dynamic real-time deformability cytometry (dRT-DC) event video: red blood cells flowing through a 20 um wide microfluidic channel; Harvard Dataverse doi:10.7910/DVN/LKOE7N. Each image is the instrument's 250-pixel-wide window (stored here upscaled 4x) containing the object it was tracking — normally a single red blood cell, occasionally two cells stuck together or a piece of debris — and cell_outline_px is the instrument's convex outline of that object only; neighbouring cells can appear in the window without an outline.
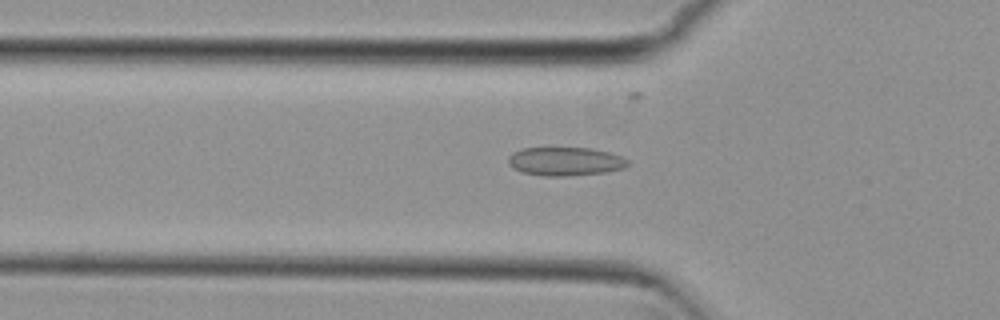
{"species": "common noctule bat (a hibernating species)", "species_latin": "Nyctalus noctula", "temperature_condition": "cold", "stored_images_in_passage": 40, "camera_frame_rate_fps": 3000, "um_per_image_px": 0.085, "animal": {"sex": "female", "body_mass_g": 29.2, "forearm_length_mm": 56.3}, "frame": {"image": 1, "passage_image": 8, "time_ms": 2.333, "image_size_px": [1000, 320], "cell_outline_px": [[628, 164], [624, 168], [608, 172], [568, 176], [544, 176], [524, 172], [512, 168], [508, 164], [508, 156], [512, 152], [520, 148], [592, 148], [608, 152], [620, 156], [628, 160]], "centroid_in_image_um": [48.02, 13.72], "position_along_channel_um": 77.8, "area_um2": 20.0}}
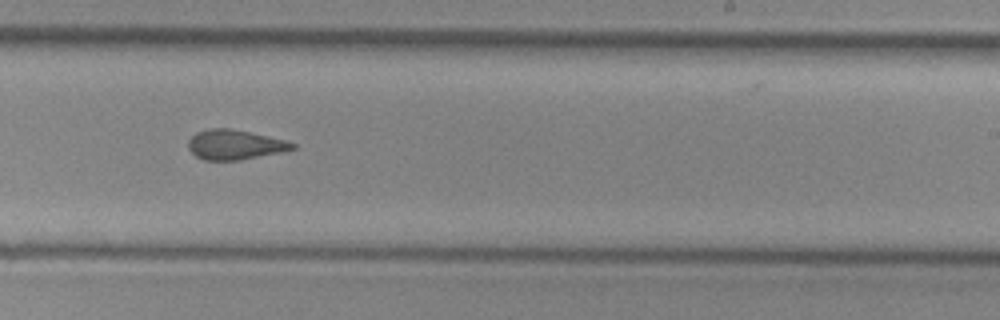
{"frame": {"image": 2, "passage_image": 23, "time_ms": 7.333, "image_size_px": [1000, 320], "cell_outline_px": [[296, 148], [284, 152], [240, 160], [204, 160], [196, 156], [188, 148], [188, 140], [196, 132], [208, 128], [232, 128], [284, 140], [296, 144]], "centroid_in_image_um": [19.95, 12.3], "position_along_channel_um": 269.0, "area_um2": 18.15}}
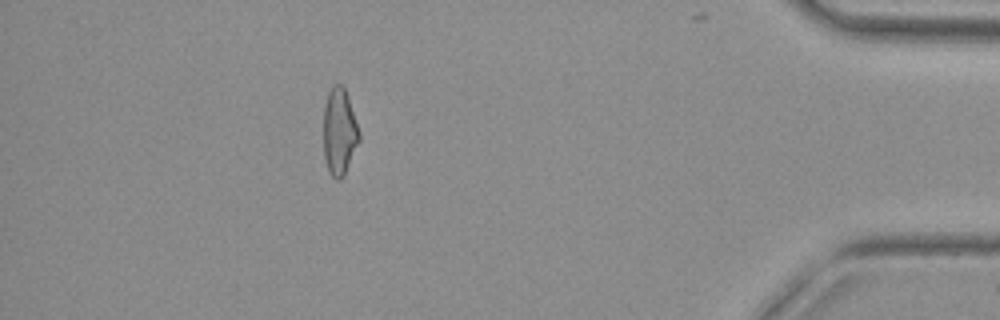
{"frame": {"image": 3, "passage_image": 38, "time_ms": 12.333, "image_size_px": [1000, 320], "cell_outline_px": [[360, 140], [344, 176], [340, 180], [336, 180], [328, 172], [324, 156], [324, 104], [328, 92], [332, 84], [340, 84], [344, 88], [348, 96], [360, 132]], "centroid_in_image_um": [28.85, 11.2], "position_along_channel_um": 406.4, "area_um2": 18.26}, "authors_computed_cell_mechanics": {"area_um2": 18.6405, "velocity_mm_per_s": 3.8115, "shape_relaxation_time_tau1_ms": null, "shape_relaxation_time_tau2_ms": 2.8899, "deformation_change_tau1": null, "deformation_change_tau2": 0.1072}}